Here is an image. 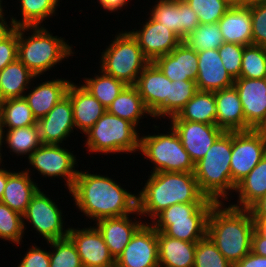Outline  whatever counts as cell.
<instances>
[{"label": "cell", "instance_id": "cell-19", "mask_svg": "<svg viewBox=\"0 0 266 267\" xmlns=\"http://www.w3.org/2000/svg\"><path fill=\"white\" fill-rule=\"evenodd\" d=\"M41 82H37L39 81ZM46 78L35 77L29 89L24 93V99L27 101L36 120L43 118L62 98L67 94L68 87L72 80L68 77H53L49 75ZM44 81H43V80ZM37 80V81H36ZM36 81V82H35ZM36 84V85H35Z\"/></svg>", "mask_w": 266, "mask_h": 267}, {"label": "cell", "instance_id": "cell-51", "mask_svg": "<svg viewBox=\"0 0 266 267\" xmlns=\"http://www.w3.org/2000/svg\"><path fill=\"white\" fill-rule=\"evenodd\" d=\"M5 3L6 1H4V3L0 5V42L15 28L11 21V18H9L10 16L7 15L8 11L6 10L7 7Z\"/></svg>", "mask_w": 266, "mask_h": 267}, {"label": "cell", "instance_id": "cell-17", "mask_svg": "<svg viewBox=\"0 0 266 267\" xmlns=\"http://www.w3.org/2000/svg\"><path fill=\"white\" fill-rule=\"evenodd\" d=\"M168 124L177 132L194 164L204 157L212 144L224 132L217 125L199 122L168 120Z\"/></svg>", "mask_w": 266, "mask_h": 267}, {"label": "cell", "instance_id": "cell-43", "mask_svg": "<svg viewBox=\"0 0 266 267\" xmlns=\"http://www.w3.org/2000/svg\"><path fill=\"white\" fill-rule=\"evenodd\" d=\"M193 267H234L206 235L196 245Z\"/></svg>", "mask_w": 266, "mask_h": 267}, {"label": "cell", "instance_id": "cell-2", "mask_svg": "<svg viewBox=\"0 0 266 267\" xmlns=\"http://www.w3.org/2000/svg\"><path fill=\"white\" fill-rule=\"evenodd\" d=\"M147 173L137 190V210L145 223L177 203H216L200 191L194 172Z\"/></svg>", "mask_w": 266, "mask_h": 267}, {"label": "cell", "instance_id": "cell-6", "mask_svg": "<svg viewBox=\"0 0 266 267\" xmlns=\"http://www.w3.org/2000/svg\"><path fill=\"white\" fill-rule=\"evenodd\" d=\"M140 131L128 120L122 119L106 111L102 117L83 135L85 148L89 154L123 155L140 150ZM113 154V155H112Z\"/></svg>", "mask_w": 266, "mask_h": 267}, {"label": "cell", "instance_id": "cell-8", "mask_svg": "<svg viewBox=\"0 0 266 267\" xmlns=\"http://www.w3.org/2000/svg\"><path fill=\"white\" fill-rule=\"evenodd\" d=\"M115 36V37H113ZM100 57L98 68L104 73L121 80L126 85H135L139 75L150 63L139 47L137 40L124 28L112 35Z\"/></svg>", "mask_w": 266, "mask_h": 267}, {"label": "cell", "instance_id": "cell-26", "mask_svg": "<svg viewBox=\"0 0 266 267\" xmlns=\"http://www.w3.org/2000/svg\"><path fill=\"white\" fill-rule=\"evenodd\" d=\"M216 125L224 131H246V120L238 91L233 86L215 92Z\"/></svg>", "mask_w": 266, "mask_h": 267}, {"label": "cell", "instance_id": "cell-1", "mask_svg": "<svg viewBox=\"0 0 266 267\" xmlns=\"http://www.w3.org/2000/svg\"><path fill=\"white\" fill-rule=\"evenodd\" d=\"M91 171L80 169L68 192L75 209L83 213L81 216L86 217L84 220H91L87 224L137 211V188L133 189V192L129 191L125 188L126 185L109 177V174L102 175L100 172L98 174Z\"/></svg>", "mask_w": 266, "mask_h": 267}, {"label": "cell", "instance_id": "cell-48", "mask_svg": "<svg viewBox=\"0 0 266 267\" xmlns=\"http://www.w3.org/2000/svg\"><path fill=\"white\" fill-rule=\"evenodd\" d=\"M18 52V27H15L0 42V71L17 59Z\"/></svg>", "mask_w": 266, "mask_h": 267}, {"label": "cell", "instance_id": "cell-50", "mask_svg": "<svg viewBox=\"0 0 266 267\" xmlns=\"http://www.w3.org/2000/svg\"><path fill=\"white\" fill-rule=\"evenodd\" d=\"M131 1L132 0H96V2L100 5H98V7H101L104 11H106V13L110 12L118 15L125 8L127 9V7H129Z\"/></svg>", "mask_w": 266, "mask_h": 267}, {"label": "cell", "instance_id": "cell-10", "mask_svg": "<svg viewBox=\"0 0 266 267\" xmlns=\"http://www.w3.org/2000/svg\"><path fill=\"white\" fill-rule=\"evenodd\" d=\"M65 145L55 144H41L28 158L27 168L24 170L29 173L33 178L35 173H38L41 178L45 180L60 179L64 182V188L68 189L67 192L74 185L75 179L78 174L77 155L74 151L69 150ZM32 167L33 169L29 168ZM77 168V169H76ZM32 171V172H31Z\"/></svg>", "mask_w": 266, "mask_h": 267}, {"label": "cell", "instance_id": "cell-24", "mask_svg": "<svg viewBox=\"0 0 266 267\" xmlns=\"http://www.w3.org/2000/svg\"><path fill=\"white\" fill-rule=\"evenodd\" d=\"M72 103L75 132L85 134L107 111V109L79 84L71 82L67 94Z\"/></svg>", "mask_w": 266, "mask_h": 267}, {"label": "cell", "instance_id": "cell-32", "mask_svg": "<svg viewBox=\"0 0 266 267\" xmlns=\"http://www.w3.org/2000/svg\"><path fill=\"white\" fill-rule=\"evenodd\" d=\"M41 144L38 124L15 129H3L2 154L4 156H1V162L5 161L3 158L6 156L3 150L7 151L8 149V153L12 157L16 155L22 156L20 158H28Z\"/></svg>", "mask_w": 266, "mask_h": 267}, {"label": "cell", "instance_id": "cell-55", "mask_svg": "<svg viewBox=\"0 0 266 267\" xmlns=\"http://www.w3.org/2000/svg\"><path fill=\"white\" fill-rule=\"evenodd\" d=\"M4 162H0V201L4 194V189L7 183V168L3 165ZM3 167V168H2Z\"/></svg>", "mask_w": 266, "mask_h": 267}, {"label": "cell", "instance_id": "cell-3", "mask_svg": "<svg viewBox=\"0 0 266 267\" xmlns=\"http://www.w3.org/2000/svg\"><path fill=\"white\" fill-rule=\"evenodd\" d=\"M254 221L248 209L215 203L208 215L206 235L234 266L251 252Z\"/></svg>", "mask_w": 266, "mask_h": 267}, {"label": "cell", "instance_id": "cell-58", "mask_svg": "<svg viewBox=\"0 0 266 267\" xmlns=\"http://www.w3.org/2000/svg\"><path fill=\"white\" fill-rule=\"evenodd\" d=\"M256 130L266 139V119Z\"/></svg>", "mask_w": 266, "mask_h": 267}, {"label": "cell", "instance_id": "cell-39", "mask_svg": "<svg viewBox=\"0 0 266 267\" xmlns=\"http://www.w3.org/2000/svg\"><path fill=\"white\" fill-rule=\"evenodd\" d=\"M183 41L195 51L219 49L224 43L218 22L199 24Z\"/></svg>", "mask_w": 266, "mask_h": 267}, {"label": "cell", "instance_id": "cell-7", "mask_svg": "<svg viewBox=\"0 0 266 267\" xmlns=\"http://www.w3.org/2000/svg\"><path fill=\"white\" fill-rule=\"evenodd\" d=\"M153 126V134L149 133V130L147 134L141 133L139 150V154L153 165L150 173L194 172L195 164L173 127L167 123L165 125L167 129L163 127V131L160 125L154 123ZM161 130L162 133L159 132Z\"/></svg>", "mask_w": 266, "mask_h": 267}, {"label": "cell", "instance_id": "cell-40", "mask_svg": "<svg viewBox=\"0 0 266 267\" xmlns=\"http://www.w3.org/2000/svg\"><path fill=\"white\" fill-rule=\"evenodd\" d=\"M45 244L51 249L50 267H83L76 247L69 237L51 240Z\"/></svg>", "mask_w": 266, "mask_h": 267}, {"label": "cell", "instance_id": "cell-28", "mask_svg": "<svg viewBox=\"0 0 266 267\" xmlns=\"http://www.w3.org/2000/svg\"><path fill=\"white\" fill-rule=\"evenodd\" d=\"M159 267H193L197 242L168 237L157 231Z\"/></svg>", "mask_w": 266, "mask_h": 267}, {"label": "cell", "instance_id": "cell-9", "mask_svg": "<svg viewBox=\"0 0 266 267\" xmlns=\"http://www.w3.org/2000/svg\"><path fill=\"white\" fill-rule=\"evenodd\" d=\"M215 203H177L164 209L150 224L168 237L198 242L207 233L208 215Z\"/></svg>", "mask_w": 266, "mask_h": 267}, {"label": "cell", "instance_id": "cell-46", "mask_svg": "<svg viewBox=\"0 0 266 267\" xmlns=\"http://www.w3.org/2000/svg\"><path fill=\"white\" fill-rule=\"evenodd\" d=\"M252 45L266 47V3L250 7Z\"/></svg>", "mask_w": 266, "mask_h": 267}, {"label": "cell", "instance_id": "cell-12", "mask_svg": "<svg viewBox=\"0 0 266 267\" xmlns=\"http://www.w3.org/2000/svg\"><path fill=\"white\" fill-rule=\"evenodd\" d=\"M266 154V139L256 130L232 131L231 179L237 185Z\"/></svg>", "mask_w": 266, "mask_h": 267}, {"label": "cell", "instance_id": "cell-11", "mask_svg": "<svg viewBox=\"0 0 266 267\" xmlns=\"http://www.w3.org/2000/svg\"><path fill=\"white\" fill-rule=\"evenodd\" d=\"M45 192L48 193L44 188H40L27 206L26 212L23 214L24 232L31 225L32 228L29 231H36V235H39L37 241L38 238L48 242L68 237L70 225H66L65 222V216L68 214L63 215L65 211L61 208L60 203L56 202L62 197L55 200L51 198L52 195ZM65 226L67 227L65 228Z\"/></svg>", "mask_w": 266, "mask_h": 267}, {"label": "cell", "instance_id": "cell-37", "mask_svg": "<svg viewBox=\"0 0 266 267\" xmlns=\"http://www.w3.org/2000/svg\"><path fill=\"white\" fill-rule=\"evenodd\" d=\"M146 12L153 20L165 25L182 40V11L179 0H155Z\"/></svg>", "mask_w": 266, "mask_h": 267}, {"label": "cell", "instance_id": "cell-47", "mask_svg": "<svg viewBox=\"0 0 266 267\" xmlns=\"http://www.w3.org/2000/svg\"><path fill=\"white\" fill-rule=\"evenodd\" d=\"M42 245L37 246V244L32 243L29 248H27L25 253L23 254L21 260H17L18 264L14 267H50V254L47 251V247L45 249Z\"/></svg>", "mask_w": 266, "mask_h": 267}, {"label": "cell", "instance_id": "cell-5", "mask_svg": "<svg viewBox=\"0 0 266 267\" xmlns=\"http://www.w3.org/2000/svg\"><path fill=\"white\" fill-rule=\"evenodd\" d=\"M231 153L232 131H224L195 163L194 176L200 191L216 203L231 202L236 197V185L231 179Z\"/></svg>", "mask_w": 266, "mask_h": 267}, {"label": "cell", "instance_id": "cell-52", "mask_svg": "<svg viewBox=\"0 0 266 267\" xmlns=\"http://www.w3.org/2000/svg\"><path fill=\"white\" fill-rule=\"evenodd\" d=\"M234 267H266V257L250 252L237 262Z\"/></svg>", "mask_w": 266, "mask_h": 267}, {"label": "cell", "instance_id": "cell-33", "mask_svg": "<svg viewBox=\"0 0 266 267\" xmlns=\"http://www.w3.org/2000/svg\"><path fill=\"white\" fill-rule=\"evenodd\" d=\"M35 77L17 58L0 71V101L23 97Z\"/></svg>", "mask_w": 266, "mask_h": 267}, {"label": "cell", "instance_id": "cell-56", "mask_svg": "<svg viewBox=\"0 0 266 267\" xmlns=\"http://www.w3.org/2000/svg\"><path fill=\"white\" fill-rule=\"evenodd\" d=\"M254 230L263 238H266V218L253 219Z\"/></svg>", "mask_w": 266, "mask_h": 267}, {"label": "cell", "instance_id": "cell-44", "mask_svg": "<svg viewBox=\"0 0 266 267\" xmlns=\"http://www.w3.org/2000/svg\"><path fill=\"white\" fill-rule=\"evenodd\" d=\"M195 11L199 24L218 22L231 7L226 0H185Z\"/></svg>", "mask_w": 266, "mask_h": 267}, {"label": "cell", "instance_id": "cell-42", "mask_svg": "<svg viewBox=\"0 0 266 267\" xmlns=\"http://www.w3.org/2000/svg\"><path fill=\"white\" fill-rule=\"evenodd\" d=\"M197 91L196 81L193 80L170 83L169 97H167V121L176 116Z\"/></svg>", "mask_w": 266, "mask_h": 267}, {"label": "cell", "instance_id": "cell-23", "mask_svg": "<svg viewBox=\"0 0 266 267\" xmlns=\"http://www.w3.org/2000/svg\"><path fill=\"white\" fill-rule=\"evenodd\" d=\"M197 56L196 85L198 90L216 92L233 86L235 80L223 66L218 49L197 51Z\"/></svg>", "mask_w": 266, "mask_h": 267}, {"label": "cell", "instance_id": "cell-53", "mask_svg": "<svg viewBox=\"0 0 266 267\" xmlns=\"http://www.w3.org/2000/svg\"><path fill=\"white\" fill-rule=\"evenodd\" d=\"M252 219L266 218V194L248 208Z\"/></svg>", "mask_w": 266, "mask_h": 267}, {"label": "cell", "instance_id": "cell-4", "mask_svg": "<svg viewBox=\"0 0 266 267\" xmlns=\"http://www.w3.org/2000/svg\"><path fill=\"white\" fill-rule=\"evenodd\" d=\"M45 25L18 27L17 58L36 77H45L47 71L76 55L73 44L62 36H53L49 25Z\"/></svg>", "mask_w": 266, "mask_h": 267}, {"label": "cell", "instance_id": "cell-13", "mask_svg": "<svg viewBox=\"0 0 266 267\" xmlns=\"http://www.w3.org/2000/svg\"><path fill=\"white\" fill-rule=\"evenodd\" d=\"M170 83L172 81L153 62H150L134 85L153 119L155 121L165 120L161 123L163 126L167 121V97H169Z\"/></svg>", "mask_w": 266, "mask_h": 267}, {"label": "cell", "instance_id": "cell-54", "mask_svg": "<svg viewBox=\"0 0 266 267\" xmlns=\"http://www.w3.org/2000/svg\"><path fill=\"white\" fill-rule=\"evenodd\" d=\"M251 252L266 257V238L261 237L255 230L251 239Z\"/></svg>", "mask_w": 266, "mask_h": 267}, {"label": "cell", "instance_id": "cell-31", "mask_svg": "<svg viewBox=\"0 0 266 267\" xmlns=\"http://www.w3.org/2000/svg\"><path fill=\"white\" fill-rule=\"evenodd\" d=\"M16 3L18 7H15L16 9L20 10L18 11V16L21 17V19L16 17V14L10 15L11 21L14 25V27H20V26H44V23H46L45 20L48 21L53 16L55 17L58 11V8H60V2L62 3L63 0H17ZM45 21V22H44Z\"/></svg>", "mask_w": 266, "mask_h": 267}, {"label": "cell", "instance_id": "cell-27", "mask_svg": "<svg viewBox=\"0 0 266 267\" xmlns=\"http://www.w3.org/2000/svg\"><path fill=\"white\" fill-rule=\"evenodd\" d=\"M226 43L252 45L251 11L248 7L232 6L218 21Z\"/></svg>", "mask_w": 266, "mask_h": 267}, {"label": "cell", "instance_id": "cell-36", "mask_svg": "<svg viewBox=\"0 0 266 267\" xmlns=\"http://www.w3.org/2000/svg\"><path fill=\"white\" fill-rule=\"evenodd\" d=\"M0 122L2 129H15L37 124V120L24 97L1 101Z\"/></svg>", "mask_w": 266, "mask_h": 267}, {"label": "cell", "instance_id": "cell-21", "mask_svg": "<svg viewBox=\"0 0 266 267\" xmlns=\"http://www.w3.org/2000/svg\"><path fill=\"white\" fill-rule=\"evenodd\" d=\"M233 85L238 91L242 103L246 131L257 129L266 119V78L240 77L235 79Z\"/></svg>", "mask_w": 266, "mask_h": 267}, {"label": "cell", "instance_id": "cell-59", "mask_svg": "<svg viewBox=\"0 0 266 267\" xmlns=\"http://www.w3.org/2000/svg\"><path fill=\"white\" fill-rule=\"evenodd\" d=\"M226 2L232 6H242L243 7V0H226Z\"/></svg>", "mask_w": 266, "mask_h": 267}, {"label": "cell", "instance_id": "cell-34", "mask_svg": "<svg viewBox=\"0 0 266 267\" xmlns=\"http://www.w3.org/2000/svg\"><path fill=\"white\" fill-rule=\"evenodd\" d=\"M215 92L198 90L176 116L169 120H185L216 125Z\"/></svg>", "mask_w": 266, "mask_h": 267}, {"label": "cell", "instance_id": "cell-60", "mask_svg": "<svg viewBox=\"0 0 266 267\" xmlns=\"http://www.w3.org/2000/svg\"><path fill=\"white\" fill-rule=\"evenodd\" d=\"M2 136H3V129L0 122V162H1V156H2Z\"/></svg>", "mask_w": 266, "mask_h": 267}, {"label": "cell", "instance_id": "cell-16", "mask_svg": "<svg viewBox=\"0 0 266 267\" xmlns=\"http://www.w3.org/2000/svg\"><path fill=\"white\" fill-rule=\"evenodd\" d=\"M68 237L74 243L83 267L115 266V259L99 230L93 225L83 228L70 226Z\"/></svg>", "mask_w": 266, "mask_h": 267}, {"label": "cell", "instance_id": "cell-14", "mask_svg": "<svg viewBox=\"0 0 266 267\" xmlns=\"http://www.w3.org/2000/svg\"><path fill=\"white\" fill-rule=\"evenodd\" d=\"M136 27L128 30L137 40L144 55L153 62L157 57L166 55L175 49L182 40L170 29L153 20L148 14ZM146 19V20H145ZM145 20V21H144ZM140 28V29H139Z\"/></svg>", "mask_w": 266, "mask_h": 267}, {"label": "cell", "instance_id": "cell-35", "mask_svg": "<svg viewBox=\"0 0 266 267\" xmlns=\"http://www.w3.org/2000/svg\"><path fill=\"white\" fill-rule=\"evenodd\" d=\"M97 70L94 76L83 77L81 85L107 109L127 85L101 69Z\"/></svg>", "mask_w": 266, "mask_h": 267}, {"label": "cell", "instance_id": "cell-49", "mask_svg": "<svg viewBox=\"0 0 266 267\" xmlns=\"http://www.w3.org/2000/svg\"><path fill=\"white\" fill-rule=\"evenodd\" d=\"M182 11V41L199 26V19L195 11L185 0H179Z\"/></svg>", "mask_w": 266, "mask_h": 267}, {"label": "cell", "instance_id": "cell-29", "mask_svg": "<svg viewBox=\"0 0 266 267\" xmlns=\"http://www.w3.org/2000/svg\"><path fill=\"white\" fill-rule=\"evenodd\" d=\"M107 111L122 119L128 120L139 130L142 128L141 119L150 117L152 114L146 108L137 88L134 85H127L121 93L113 100ZM141 127V128H140Z\"/></svg>", "mask_w": 266, "mask_h": 267}, {"label": "cell", "instance_id": "cell-22", "mask_svg": "<svg viewBox=\"0 0 266 267\" xmlns=\"http://www.w3.org/2000/svg\"><path fill=\"white\" fill-rule=\"evenodd\" d=\"M153 63L162 73L173 81H196L198 73L197 51L182 41L170 53L157 57Z\"/></svg>", "mask_w": 266, "mask_h": 267}, {"label": "cell", "instance_id": "cell-25", "mask_svg": "<svg viewBox=\"0 0 266 267\" xmlns=\"http://www.w3.org/2000/svg\"><path fill=\"white\" fill-rule=\"evenodd\" d=\"M37 182V179H33L24 169H7V183L0 202L23 215L32 197L43 186Z\"/></svg>", "mask_w": 266, "mask_h": 267}, {"label": "cell", "instance_id": "cell-15", "mask_svg": "<svg viewBox=\"0 0 266 267\" xmlns=\"http://www.w3.org/2000/svg\"><path fill=\"white\" fill-rule=\"evenodd\" d=\"M116 267H159L157 230L148 222L132 236L115 259Z\"/></svg>", "mask_w": 266, "mask_h": 267}, {"label": "cell", "instance_id": "cell-30", "mask_svg": "<svg viewBox=\"0 0 266 267\" xmlns=\"http://www.w3.org/2000/svg\"><path fill=\"white\" fill-rule=\"evenodd\" d=\"M235 202H227L232 207L248 209L266 194V154L261 161L237 185ZM237 202V203H236Z\"/></svg>", "mask_w": 266, "mask_h": 267}, {"label": "cell", "instance_id": "cell-57", "mask_svg": "<svg viewBox=\"0 0 266 267\" xmlns=\"http://www.w3.org/2000/svg\"><path fill=\"white\" fill-rule=\"evenodd\" d=\"M266 3V0H243V7H254Z\"/></svg>", "mask_w": 266, "mask_h": 267}, {"label": "cell", "instance_id": "cell-20", "mask_svg": "<svg viewBox=\"0 0 266 267\" xmlns=\"http://www.w3.org/2000/svg\"><path fill=\"white\" fill-rule=\"evenodd\" d=\"M144 223L142 216L137 210L126 216L101 219L93 225L101 233L110 254L116 259Z\"/></svg>", "mask_w": 266, "mask_h": 267}, {"label": "cell", "instance_id": "cell-41", "mask_svg": "<svg viewBox=\"0 0 266 267\" xmlns=\"http://www.w3.org/2000/svg\"><path fill=\"white\" fill-rule=\"evenodd\" d=\"M240 77L251 79L266 78V47L244 46Z\"/></svg>", "mask_w": 266, "mask_h": 267}, {"label": "cell", "instance_id": "cell-38", "mask_svg": "<svg viewBox=\"0 0 266 267\" xmlns=\"http://www.w3.org/2000/svg\"><path fill=\"white\" fill-rule=\"evenodd\" d=\"M23 215L0 202V240L18 248L24 242Z\"/></svg>", "mask_w": 266, "mask_h": 267}, {"label": "cell", "instance_id": "cell-18", "mask_svg": "<svg viewBox=\"0 0 266 267\" xmlns=\"http://www.w3.org/2000/svg\"><path fill=\"white\" fill-rule=\"evenodd\" d=\"M37 124L42 144L65 145L76 129L70 98H62Z\"/></svg>", "mask_w": 266, "mask_h": 267}, {"label": "cell", "instance_id": "cell-45", "mask_svg": "<svg viewBox=\"0 0 266 267\" xmlns=\"http://www.w3.org/2000/svg\"><path fill=\"white\" fill-rule=\"evenodd\" d=\"M218 52L223 66L230 76L234 80L240 78L244 46L240 44L224 42L223 45L218 49Z\"/></svg>", "mask_w": 266, "mask_h": 267}]
</instances>
